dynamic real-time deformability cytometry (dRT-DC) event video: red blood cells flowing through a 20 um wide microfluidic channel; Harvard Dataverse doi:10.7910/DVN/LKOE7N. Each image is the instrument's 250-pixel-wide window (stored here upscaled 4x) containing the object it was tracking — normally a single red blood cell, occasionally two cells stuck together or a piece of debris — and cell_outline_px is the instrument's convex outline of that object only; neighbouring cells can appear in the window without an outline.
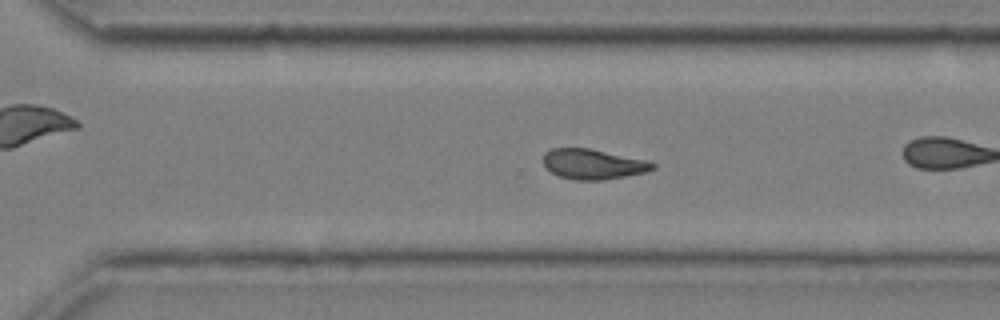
{"species": "common noctule bat (a hibernating species)", "species_latin": "Nyctalus noctula", "temperature_condition": "cold", "stored_images_in_passage": 43, "camera_frame_rate_fps": 3000, "um_per_image_px": 0.085, "animal": {"sex": "male", "body_mass_g": 20.4}, "frame": {"image": 1, "passage_image": 37, "time_ms": 12.0, "image_size_px": [1000, 320], "cell_outline_px": [[656, 168], [644, 172], [604, 180], [576, 180], [560, 176], [544, 168], [544, 152], [552, 148], [588, 148], [648, 160], [656, 164]], "centroid_in_image_um": [50.4, 13.94], "position_along_channel_um": 320.2, "area_um2": 19.19}, "authors_computed_cell_mechanics": {"area_um2": 20.4034, "velocity_mm_per_s": 3.6365, "shape_relaxation_time_tau1_ms": null, "shape_relaxation_time_tau2_ms": 4.6304, "deformation_change_tau1": null, "deformation_change_tau2": 0.1066}}